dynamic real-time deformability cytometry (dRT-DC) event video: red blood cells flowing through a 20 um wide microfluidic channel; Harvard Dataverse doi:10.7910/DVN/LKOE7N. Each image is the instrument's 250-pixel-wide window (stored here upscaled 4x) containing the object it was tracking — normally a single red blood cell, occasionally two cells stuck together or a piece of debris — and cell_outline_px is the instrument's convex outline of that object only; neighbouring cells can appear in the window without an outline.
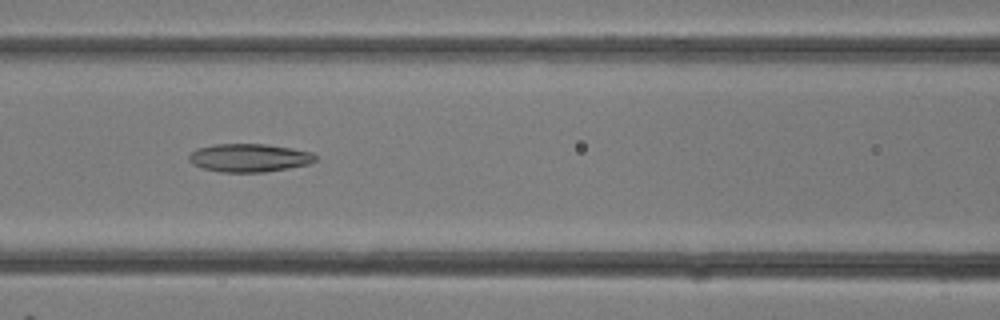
{"species": "common noctule bat (a hibernating species)", "species_latin": "Nyctalus noctula", "temperature_condition": "room temperature", "stored_images_in_passage": 24, "camera_frame_rate_fps": 3000, "um_per_image_px": 0.085, "animal": {"sex": "female"}, "frame": {"image": 1, "passage_image": 7, "time_ms": 2.0, "image_size_px": [1000, 320], "cell_outline_px": [[316, 160], [308, 164], [288, 168], [264, 172], [220, 172], [204, 168], [192, 164], [188, 160], [188, 156], [196, 148], [216, 144], [264, 144], [292, 148], [312, 152], [316, 156]], "centroid_in_image_um": [21.17, 13.41], "position_along_channel_um": 145.4, "area_um2": 20.75}}
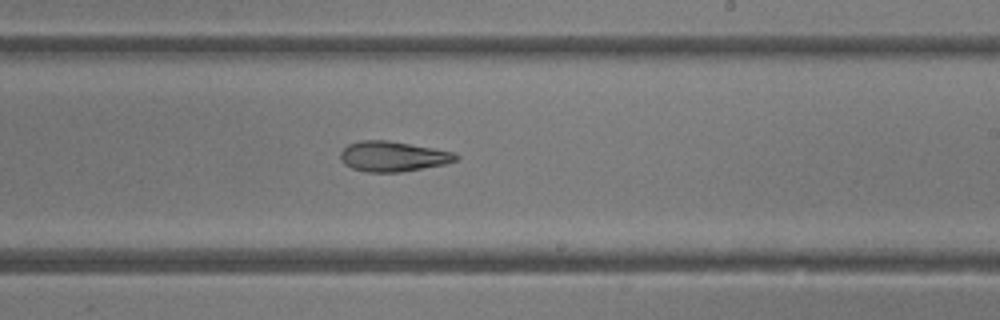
{"frame": {"image": 2, "passage_image": 12, "time_ms": 3.667, "image_size_px": [1000, 320], "cell_outline_px": [[460, 156], [456, 160], [444, 164], [400, 172], [368, 172], [352, 168], [344, 164], [340, 156], [340, 152], [348, 144], [360, 140], [388, 140], [456, 152]], "centroid_in_image_um": [33.4, 13.28], "position_along_channel_um": 255.6, "area_um2": 20.29}}
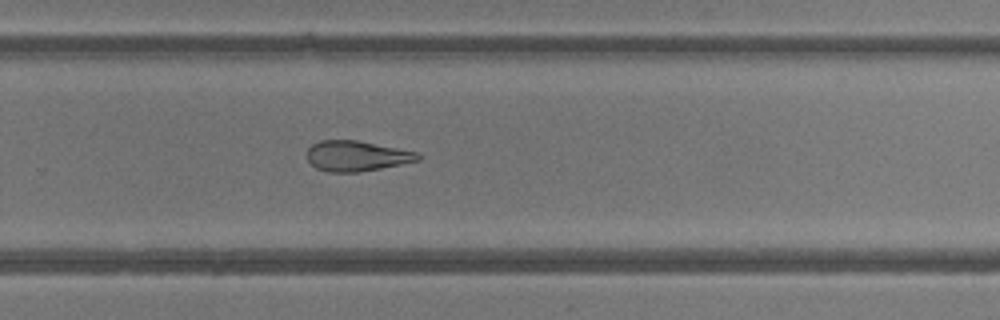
{"frame": {"image": 3, "passage_image": 14, "time_ms": 4.333, "image_size_px": [1000, 320], "cell_outline_px": [[420, 160], [360, 172], [328, 172], [316, 168], [308, 160], [308, 148], [312, 144], [320, 140], [356, 140], [420, 152]], "centroid_in_image_um": [30.32, 13.25], "position_along_channel_um": 299.5, "area_um2": 19.59}}